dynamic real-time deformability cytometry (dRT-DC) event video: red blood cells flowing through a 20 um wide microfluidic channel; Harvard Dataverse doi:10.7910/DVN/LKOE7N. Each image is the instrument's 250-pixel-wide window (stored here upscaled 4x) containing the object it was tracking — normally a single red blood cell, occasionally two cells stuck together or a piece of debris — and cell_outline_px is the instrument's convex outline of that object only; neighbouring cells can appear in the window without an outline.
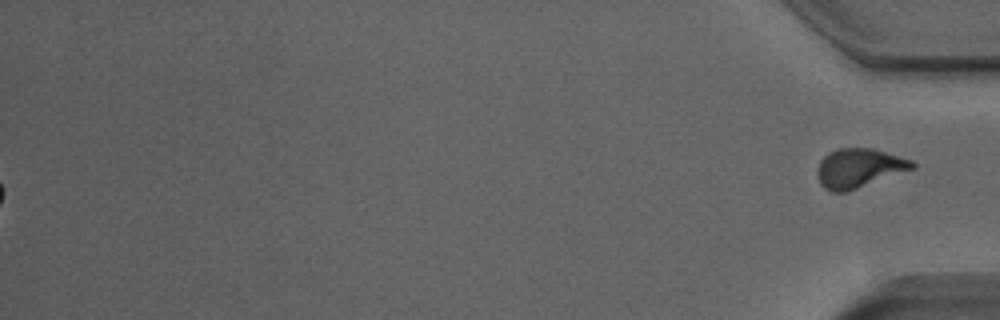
{"species": "Egyptian fruit bat (a non-hibernating species)", "species_latin": "Rousettus aegyptiacus", "temperature_condition": "room temperature", "stored_images_in_passage": 53, "segment_of_instrument_passage": [2, 2], "camera_frame_rate_fps": 3000, "um_per_image_px": 0.085, "animal": {"sex": "male"}, "frame": {"image": 1, "passage_image": 53, "time_ms": 17.333, "image_size_px": [1000, 320], "cell_outline_px": [[916, 168], [848, 192], [832, 192], [824, 188], [820, 184], [816, 172], [816, 168], [820, 160], [828, 152], [836, 148], [872, 148], [912, 160], [916, 164]], "centroid_in_image_um": [72.99, 14.3], "position_along_channel_um": 362.2, "area_um2": 22.02}}